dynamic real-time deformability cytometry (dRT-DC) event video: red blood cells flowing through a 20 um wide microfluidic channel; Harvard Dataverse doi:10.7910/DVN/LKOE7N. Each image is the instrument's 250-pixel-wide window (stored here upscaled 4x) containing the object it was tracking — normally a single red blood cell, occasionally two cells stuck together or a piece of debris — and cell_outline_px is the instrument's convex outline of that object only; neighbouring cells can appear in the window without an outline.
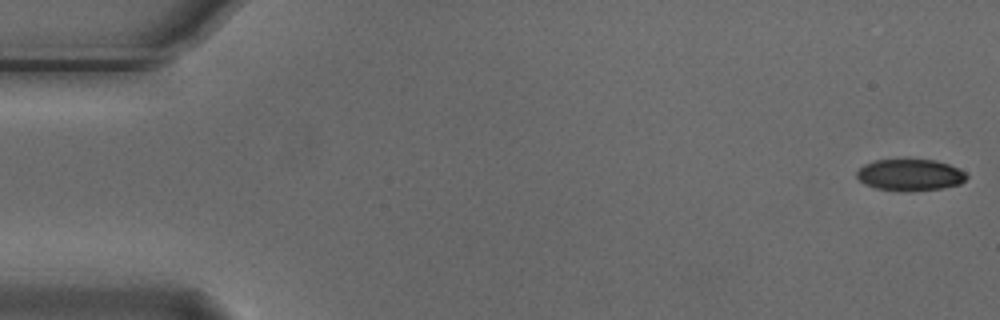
{"species": "Egyptian fruit bat (a non-hibernating species)", "species_latin": "Rousettus aegyptiacus", "temperature_condition": "cold", "stored_images_in_passage": 4, "camera_frame_rate_fps": 3000, "um_per_image_px": 0.085, "animal": {"sex": "male"}, "frame": {"image": 1, "passage_image": 1, "time_ms": 0.0, "image_size_px": [1000, 320], "cell_outline_px": [[968, 176], [960, 184], [944, 188], [912, 192], [908, 192], [876, 188], [864, 184], [856, 176], [856, 172], [864, 164], [876, 160], [936, 160], [948, 164], [964, 172]], "centroid_in_image_um": [77.34, 14.88], "position_along_channel_um": 7.7, "area_um2": 20.23}}
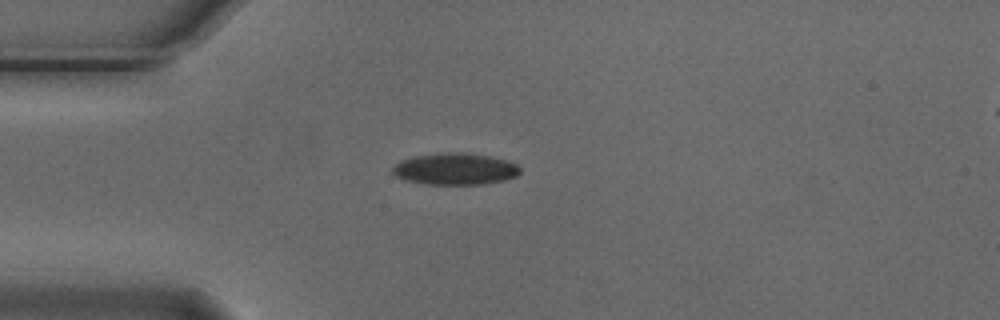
{"frame": {"image": 2, "passage_image": 4, "time_ms": 1.0, "image_size_px": [1000, 320], "cell_outline_px": [[520, 172], [516, 176], [504, 180], [480, 184], [428, 184], [404, 180], [396, 176], [392, 172], [392, 168], [400, 160], [416, 156], [444, 152], [464, 152], [488, 156], [504, 160], [516, 164], [520, 168]], "centroid_in_image_um": [38.66, 14.36], "position_along_channel_um": 46.3, "area_um2": 23.35}}